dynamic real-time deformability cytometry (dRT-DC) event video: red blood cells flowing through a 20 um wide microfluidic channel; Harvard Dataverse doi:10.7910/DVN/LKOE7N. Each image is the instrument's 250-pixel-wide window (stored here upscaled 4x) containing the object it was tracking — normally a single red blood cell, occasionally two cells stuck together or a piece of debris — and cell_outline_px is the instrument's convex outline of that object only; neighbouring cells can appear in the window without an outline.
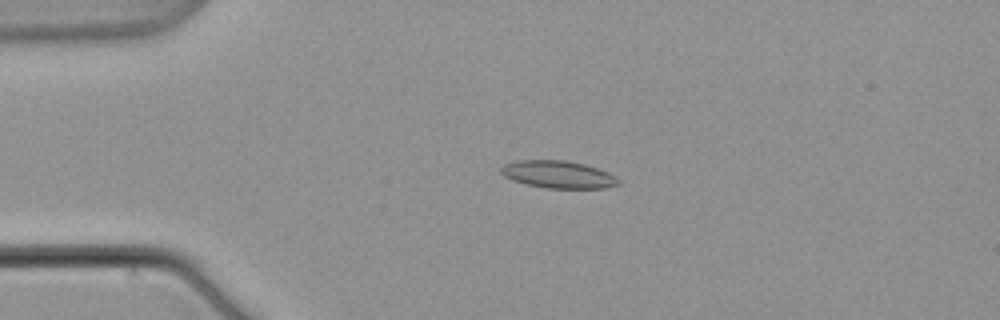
{"species": "common noctule bat (a hibernating species)", "species_latin": "Nyctalus noctula", "temperature_condition": "warm", "stored_images_in_passage": 7, "camera_frame_rate_fps": 3000, "um_per_image_px": 0.085, "animal": {"sex": "male", "body_mass_g": 21.5, "forearm_length_mm": 52.0}, "frame": {"image": 1, "passage_image": 5, "time_ms": 4.667, "image_size_px": [1000, 320], "cell_outline_px": [[620, 184], [608, 188], [544, 188], [512, 180], [504, 176], [500, 172], [500, 168], [504, 164], [516, 160], [564, 160], [584, 164], [608, 172], [616, 176], [620, 180]], "centroid_in_image_um": [47.45, 14.83], "position_along_channel_um": 37.5, "area_um2": 18.84}}
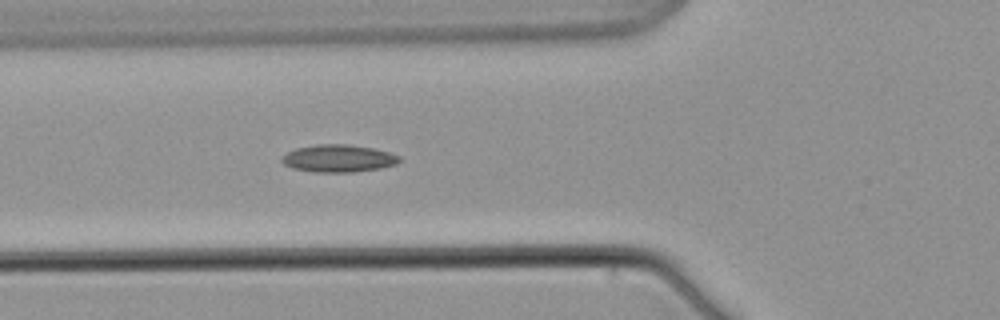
{"frame": {"image": 2, "passage_image": 7, "time_ms": 8.0, "image_size_px": [1000, 320], "cell_outline_px": [[400, 160], [396, 164], [380, 168], [352, 172], [316, 172], [292, 168], [284, 164], [280, 160], [288, 152], [296, 148], [316, 144], [348, 144], [372, 148], [388, 152], [400, 156]], "centroid_in_image_um": [28.76, 13.46], "position_along_channel_um": 97.0, "area_um2": 18.67}}